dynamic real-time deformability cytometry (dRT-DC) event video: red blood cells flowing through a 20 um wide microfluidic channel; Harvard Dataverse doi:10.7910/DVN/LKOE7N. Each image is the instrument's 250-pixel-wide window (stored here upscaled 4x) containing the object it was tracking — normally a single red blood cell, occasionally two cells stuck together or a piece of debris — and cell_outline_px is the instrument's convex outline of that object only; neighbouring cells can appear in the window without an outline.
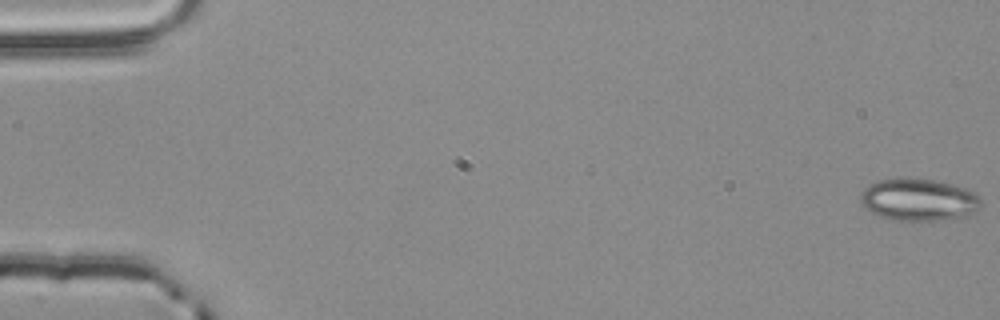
{"species": "common noctule bat (a hibernating species)", "species_latin": "Nyctalus noctula", "temperature_condition": "room temperature", "stored_images_in_passage": 29, "camera_frame_rate_fps": 3000, "um_per_image_px": 0.085, "animal": {"sex": "male", "body_mass_g": 20.4}, "frame": {"image": 1, "passage_image": 1, "time_ms": 0.0, "image_size_px": [1000, 320], "cell_outline_px": [[984, 204], [980, 208], [968, 216], [912, 224], [892, 220], [880, 216], [872, 212], [860, 200], [860, 192], [868, 184], [876, 180], [908, 176], [932, 180], [964, 188], [976, 192], [980, 196]], "centroid_in_image_um": [78.1, 17.0], "position_along_channel_um": 6.9, "area_um2": 30.75}}
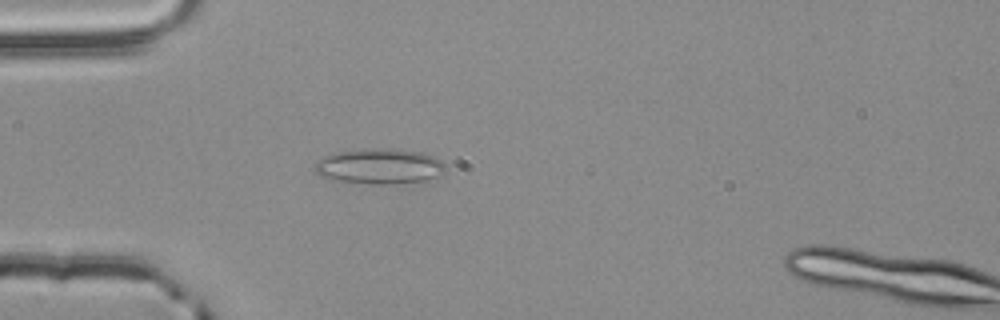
{"frame": {"image": 2, "passage_image": 17, "time_ms": 5.333, "image_size_px": [1000, 320], "cell_outline_px": [[444, 172], [436, 176], [424, 180], [392, 184], [368, 184], [332, 180], [320, 176], [316, 172], [316, 160], [332, 152], [364, 148], [388, 148], [420, 152], [432, 156], [440, 160], [444, 164]], "centroid_in_image_um": [32.18, 14.12], "position_along_channel_um": 52.8, "area_um2": 27.05}}
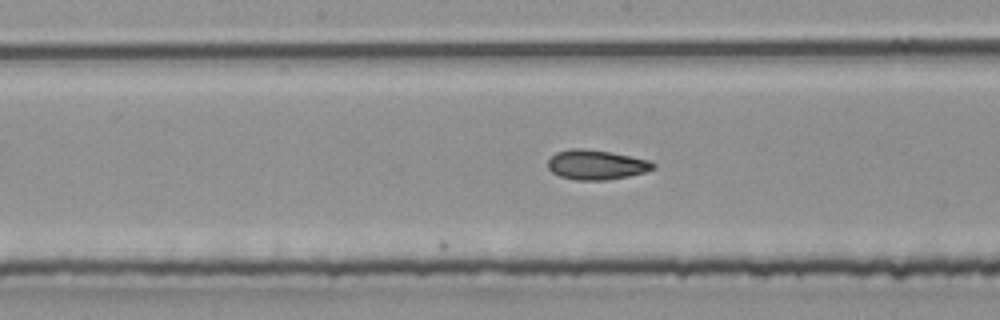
{"frame": {"image": 3, "passage_image": 29, "time_ms": 9.333, "image_size_px": [1000, 320], "cell_outline_px": [[656, 168], [644, 172], [628, 176], [604, 180], [576, 180], [560, 176], [552, 172], [548, 168], [548, 160], [556, 152], [572, 148], [584, 148], [608, 152], [652, 160], [656, 164]], "centroid_in_image_um": [50.7, 14.0], "position_along_channel_um": 197.5, "area_um2": 18.21}}